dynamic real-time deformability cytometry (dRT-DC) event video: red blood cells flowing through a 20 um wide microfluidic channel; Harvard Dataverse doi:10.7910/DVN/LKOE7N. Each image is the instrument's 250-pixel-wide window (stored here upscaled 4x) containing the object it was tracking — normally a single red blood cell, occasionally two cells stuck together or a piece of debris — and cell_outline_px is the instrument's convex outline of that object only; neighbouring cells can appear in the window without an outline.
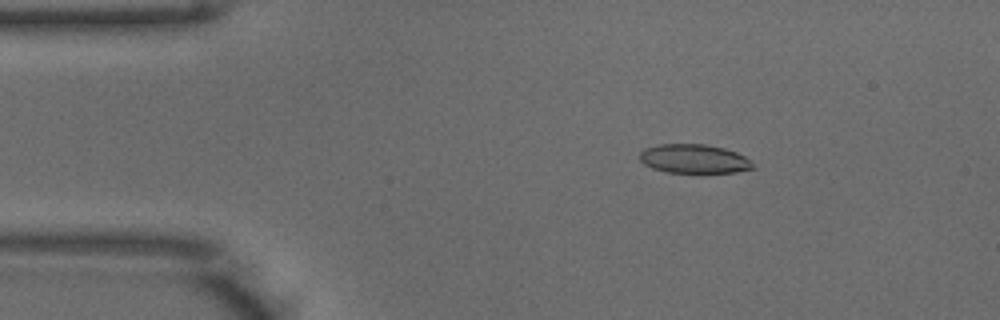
{"species": "common noctule bat (a hibernating species)", "species_latin": "Nyctalus noctula", "temperature_condition": "warm", "stored_images_in_passage": 44, "camera_frame_rate_fps": 3000, "um_per_image_px": 0.085, "animal": {"sex": "male", "body_mass_g": 18.8}, "frame": {"image": 1, "passage_image": 2, "time_ms": 0.333, "image_size_px": [1000, 320], "cell_outline_px": [[752, 168], [736, 172], [668, 172], [652, 168], [644, 164], [640, 160], [640, 152], [644, 148], [660, 144], [704, 144], [724, 148], [736, 152], [752, 160]], "centroid_in_image_um": [58.97, 13.49], "position_along_channel_um": 26.0, "area_um2": 18.96}}
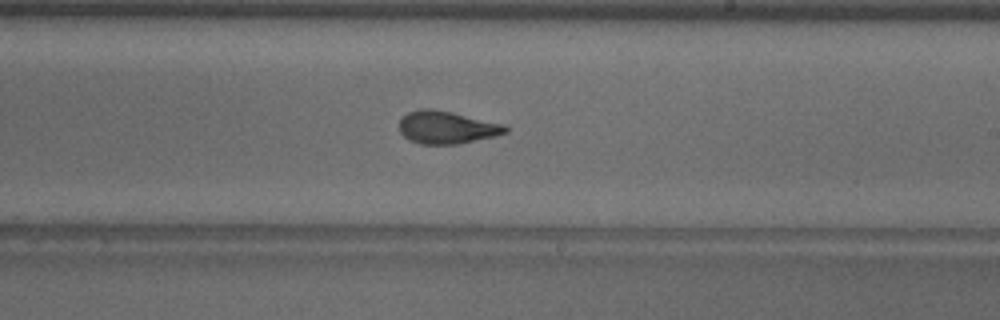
{"frame": {"image": 2, "passage_image": 23, "time_ms": 7.333, "image_size_px": [1000, 320], "cell_outline_px": [[508, 132], [496, 136], [460, 144], [420, 144], [408, 140], [400, 132], [400, 120], [408, 112], [420, 108], [432, 108], [452, 112], [504, 124], [508, 128]], "centroid_in_image_um": [37.98, 10.83], "position_along_channel_um": 251.0, "area_um2": 20.35}}
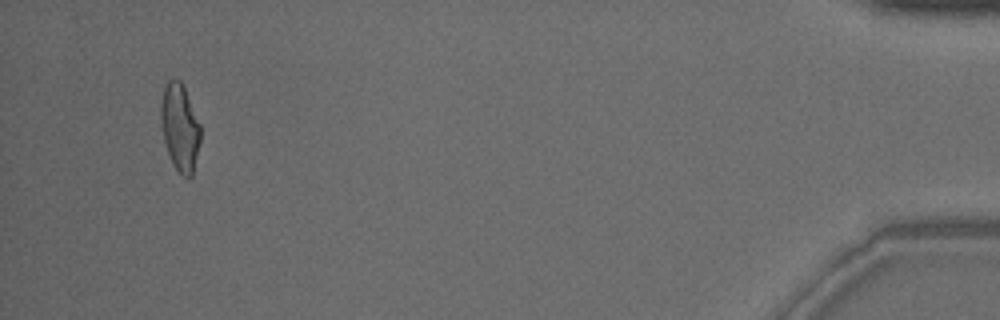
{"frame": {"image": 3, "passage_image": 42, "time_ms": 13.667, "image_size_px": [1000, 320], "cell_outline_px": [[200, 140], [192, 176], [184, 176], [176, 168], [168, 152], [164, 140], [160, 120], [160, 104], [164, 88], [168, 80], [172, 76], [180, 80], [184, 88], [200, 124]], "centroid_in_image_um": [15.27, 10.77], "position_along_channel_um": 419.9, "area_um2": 19.83}, "authors_computed_cell_mechanics": {"area_um2": 20.0855, "velocity_mm_per_s": 3.9556, "shape_relaxation_time_tau1_ms": 6.9461, "shape_relaxation_time_tau2_ms": 1.3069, "deformation_change_tau1": 0.2076, "deformation_change_tau2": 0.0859}}